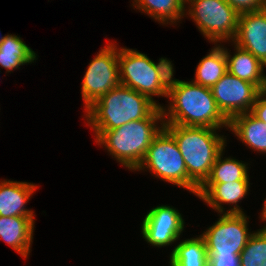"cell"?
<instances>
[{
  "instance_id": "cell-27",
  "label": "cell",
  "mask_w": 266,
  "mask_h": 266,
  "mask_svg": "<svg viewBox=\"0 0 266 266\" xmlns=\"http://www.w3.org/2000/svg\"><path fill=\"white\" fill-rule=\"evenodd\" d=\"M251 113L266 124V90L258 94Z\"/></svg>"
},
{
  "instance_id": "cell-2",
  "label": "cell",
  "mask_w": 266,
  "mask_h": 266,
  "mask_svg": "<svg viewBox=\"0 0 266 266\" xmlns=\"http://www.w3.org/2000/svg\"><path fill=\"white\" fill-rule=\"evenodd\" d=\"M167 99L169 105L161 107L164 124L228 130L229 120L219 110L209 87L182 80Z\"/></svg>"
},
{
  "instance_id": "cell-15",
  "label": "cell",
  "mask_w": 266,
  "mask_h": 266,
  "mask_svg": "<svg viewBox=\"0 0 266 266\" xmlns=\"http://www.w3.org/2000/svg\"><path fill=\"white\" fill-rule=\"evenodd\" d=\"M35 217L0 216V240H3L24 259L30 255Z\"/></svg>"
},
{
  "instance_id": "cell-18",
  "label": "cell",
  "mask_w": 266,
  "mask_h": 266,
  "mask_svg": "<svg viewBox=\"0 0 266 266\" xmlns=\"http://www.w3.org/2000/svg\"><path fill=\"white\" fill-rule=\"evenodd\" d=\"M184 0H133L134 9L153 18L162 25H178L185 16Z\"/></svg>"
},
{
  "instance_id": "cell-23",
  "label": "cell",
  "mask_w": 266,
  "mask_h": 266,
  "mask_svg": "<svg viewBox=\"0 0 266 266\" xmlns=\"http://www.w3.org/2000/svg\"><path fill=\"white\" fill-rule=\"evenodd\" d=\"M239 258L240 266H266V224L252 233Z\"/></svg>"
},
{
  "instance_id": "cell-12",
  "label": "cell",
  "mask_w": 266,
  "mask_h": 266,
  "mask_svg": "<svg viewBox=\"0 0 266 266\" xmlns=\"http://www.w3.org/2000/svg\"><path fill=\"white\" fill-rule=\"evenodd\" d=\"M250 180H239L228 183H203L196 194L207 206L217 213H245L238 205L250 191ZM224 204L230 206L228 210Z\"/></svg>"
},
{
  "instance_id": "cell-20",
  "label": "cell",
  "mask_w": 266,
  "mask_h": 266,
  "mask_svg": "<svg viewBox=\"0 0 266 266\" xmlns=\"http://www.w3.org/2000/svg\"><path fill=\"white\" fill-rule=\"evenodd\" d=\"M211 51L203 57L195 70L193 81L196 84L211 88L228 72L227 59L221 44H214Z\"/></svg>"
},
{
  "instance_id": "cell-17",
  "label": "cell",
  "mask_w": 266,
  "mask_h": 266,
  "mask_svg": "<svg viewBox=\"0 0 266 266\" xmlns=\"http://www.w3.org/2000/svg\"><path fill=\"white\" fill-rule=\"evenodd\" d=\"M228 130L247 145V148L266 154V124L251 112L238 114L231 118Z\"/></svg>"
},
{
  "instance_id": "cell-28",
  "label": "cell",
  "mask_w": 266,
  "mask_h": 266,
  "mask_svg": "<svg viewBox=\"0 0 266 266\" xmlns=\"http://www.w3.org/2000/svg\"><path fill=\"white\" fill-rule=\"evenodd\" d=\"M260 219L262 221H264V222L266 221V198L264 199V203H263Z\"/></svg>"
},
{
  "instance_id": "cell-29",
  "label": "cell",
  "mask_w": 266,
  "mask_h": 266,
  "mask_svg": "<svg viewBox=\"0 0 266 266\" xmlns=\"http://www.w3.org/2000/svg\"><path fill=\"white\" fill-rule=\"evenodd\" d=\"M5 37H6V34H5L4 36H2V35L0 34V44L3 42V40L5 39Z\"/></svg>"
},
{
  "instance_id": "cell-14",
  "label": "cell",
  "mask_w": 266,
  "mask_h": 266,
  "mask_svg": "<svg viewBox=\"0 0 266 266\" xmlns=\"http://www.w3.org/2000/svg\"><path fill=\"white\" fill-rule=\"evenodd\" d=\"M37 188L33 182L0 180V216L34 217V211L26 205Z\"/></svg>"
},
{
  "instance_id": "cell-5",
  "label": "cell",
  "mask_w": 266,
  "mask_h": 266,
  "mask_svg": "<svg viewBox=\"0 0 266 266\" xmlns=\"http://www.w3.org/2000/svg\"><path fill=\"white\" fill-rule=\"evenodd\" d=\"M135 171H149L157 179L179 186L195 196L199 189L188 177L177 142L164 127L153 138L142 162Z\"/></svg>"
},
{
  "instance_id": "cell-22",
  "label": "cell",
  "mask_w": 266,
  "mask_h": 266,
  "mask_svg": "<svg viewBox=\"0 0 266 266\" xmlns=\"http://www.w3.org/2000/svg\"><path fill=\"white\" fill-rule=\"evenodd\" d=\"M225 149L217 156L209 177L204 183H228L250 180L248 163L234 157H223ZM224 158V159H223Z\"/></svg>"
},
{
  "instance_id": "cell-19",
  "label": "cell",
  "mask_w": 266,
  "mask_h": 266,
  "mask_svg": "<svg viewBox=\"0 0 266 266\" xmlns=\"http://www.w3.org/2000/svg\"><path fill=\"white\" fill-rule=\"evenodd\" d=\"M37 54L20 36L7 34L0 44V67L11 72L20 69L19 66L36 62Z\"/></svg>"
},
{
  "instance_id": "cell-3",
  "label": "cell",
  "mask_w": 266,
  "mask_h": 266,
  "mask_svg": "<svg viewBox=\"0 0 266 266\" xmlns=\"http://www.w3.org/2000/svg\"><path fill=\"white\" fill-rule=\"evenodd\" d=\"M174 137L184 159L188 177L200 187L209 177L217 156L227 146L220 129L164 124Z\"/></svg>"
},
{
  "instance_id": "cell-9",
  "label": "cell",
  "mask_w": 266,
  "mask_h": 266,
  "mask_svg": "<svg viewBox=\"0 0 266 266\" xmlns=\"http://www.w3.org/2000/svg\"><path fill=\"white\" fill-rule=\"evenodd\" d=\"M218 216V220L201 234L207 254L239 255L253 233L248 228L249 216L245 213H223Z\"/></svg>"
},
{
  "instance_id": "cell-25",
  "label": "cell",
  "mask_w": 266,
  "mask_h": 266,
  "mask_svg": "<svg viewBox=\"0 0 266 266\" xmlns=\"http://www.w3.org/2000/svg\"><path fill=\"white\" fill-rule=\"evenodd\" d=\"M239 14L266 8V0H226Z\"/></svg>"
},
{
  "instance_id": "cell-21",
  "label": "cell",
  "mask_w": 266,
  "mask_h": 266,
  "mask_svg": "<svg viewBox=\"0 0 266 266\" xmlns=\"http://www.w3.org/2000/svg\"><path fill=\"white\" fill-rule=\"evenodd\" d=\"M169 256L170 266H208L206 244L201 235L180 241Z\"/></svg>"
},
{
  "instance_id": "cell-11",
  "label": "cell",
  "mask_w": 266,
  "mask_h": 266,
  "mask_svg": "<svg viewBox=\"0 0 266 266\" xmlns=\"http://www.w3.org/2000/svg\"><path fill=\"white\" fill-rule=\"evenodd\" d=\"M184 219L174 207L158 205L145 215L141 224V234L154 247L171 246L180 239L184 231Z\"/></svg>"
},
{
  "instance_id": "cell-26",
  "label": "cell",
  "mask_w": 266,
  "mask_h": 266,
  "mask_svg": "<svg viewBox=\"0 0 266 266\" xmlns=\"http://www.w3.org/2000/svg\"><path fill=\"white\" fill-rule=\"evenodd\" d=\"M208 266H240L239 255L207 254Z\"/></svg>"
},
{
  "instance_id": "cell-4",
  "label": "cell",
  "mask_w": 266,
  "mask_h": 266,
  "mask_svg": "<svg viewBox=\"0 0 266 266\" xmlns=\"http://www.w3.org/2000/svg\"><path fill=\"white\" fill-rule=\"evenodd\" d=\"M157 107L145 95L120 84L89 106L83 117L91 130H113L147 118Z\"/></svg>"
},
{
  "instance_id": "cell-16",
  "label": "cell",
  "mask_w": 266,
  "mask_h": 266,
  "mask_svg": "<svg viewBox=\"0 0 266 266\" xmlns=\"http://www.w3.org/2000/svg\"><path fill=\"white\" fill-rule=\"evenodd\" d=\"M234 46V54L228 52L229 49L224 48L228 72L237 76L241 80L255 84L261 91L266 90V74L264 71L265 65L257 59L251 52Z\"/></svg>"
},
{
  "instance_id": "cell-8",
  "label": "cell",
  "mask_w": 266,
  "mask_h": 266,
  "mask_svg": "<svg viewBox=\"0 0 266 266\" xmlns=\"http://www.w3.org/2000/svg\"><path fill=\"white\" fill-rule=\"evenodd\" d=\"M118 62L121 85L145 95L162 107L153 96L167 99L168 94L161 88L155 62L137 49L127 47H118Z\"/></svg>"
},
{
  "instance_id": "cell-10",
  "label": "cell",
  "mask_w": 266,
  "mask_h": 266,
  "mask_svg": "<svg viewBox=\"0 0 266 266\" xmlns=\"http://www.w3.org/2000/svg\"><path fill=\"white\" fill-rule=\"evenodd\" d=\"M222 114L230 120L234 116L251 112L261 90L253 83L226 72L211 88Z\"/></svg>"
},
{
  "instance_id": "cell-7",
  "label": "cell",
  "mask_w": 266,
  "mask_h": 266,
  "mask_svg": "<svg viewBox=\"0 0 266 266\" xmlns=\"http://www.w3.org/2000/svg\"><path fill=\"white\" fill-rule=\"evenodd\" d=\"M120 84L118 46L109 41L90 61L82 79L84 110Z\"/></svg>"
},
{
  "instance_id": "cell-13",
  "label": "cell",
  "mask_w": 266,
  "mask_h": 266,
  "mask_svg": "<svg viewBox=\"0 0 266 266\" xmlns=\"http://www.w3.org/2000/svg\"><path fill=\"white\" fill-rule=\"evenodd\" d=\"M231 43L251 52L266 65V8L239 14L237 32Z\"/></svg>"
},
{
  "instance_id": "cell-6",
  "label": "cell",
  "mask_w": 266,
  "mask_h": 266,
  "mask_svg": "<svg viewBox=\"0 0 266 266\" xmlns=\"http://www.w3.org/2000/svg\"><path fill=\"white\" fill-rule=\"evenodd\" d=\"M185 6V15L196 23L209 42L222 44L233 41L239 13L226 0H188Z\"/></svg>"
},
{
  "instance_id": "cell-24",
  "label": "cell",
  "mask_w": 266,
  "mask_h": 266,
  "mask_svg": "<svg viewBox=\"0 0 266 266\" xmlns=\"http://www.w3.org/2000/svg\"><path fill=\"white\" fill-rule=\"evenodd\" d=\"M158 73V80L161 88L169 94L172 90L176 89L182 80L175 79L173 63L167 58H159L158 63H155Z\"/></svg>"
},
{
  "instance_id": "cell-1",
  "label": "cell",
  "mask_w": 266,
  "mask_h": 266,
  "mask_svg": "<svg viewBox=\"0 0 266 266\" xmlns=\"http://www.w3.org/2000/svg\"><path fill=\"white\" fill-rule=\"evenodd\" d=\"M163 127L162 108L157 107L145 119L130 121L113 130H93V132L97 145L105 148L120 165L135 171L153 138Z\"/></svg>"
}]
</instances>
